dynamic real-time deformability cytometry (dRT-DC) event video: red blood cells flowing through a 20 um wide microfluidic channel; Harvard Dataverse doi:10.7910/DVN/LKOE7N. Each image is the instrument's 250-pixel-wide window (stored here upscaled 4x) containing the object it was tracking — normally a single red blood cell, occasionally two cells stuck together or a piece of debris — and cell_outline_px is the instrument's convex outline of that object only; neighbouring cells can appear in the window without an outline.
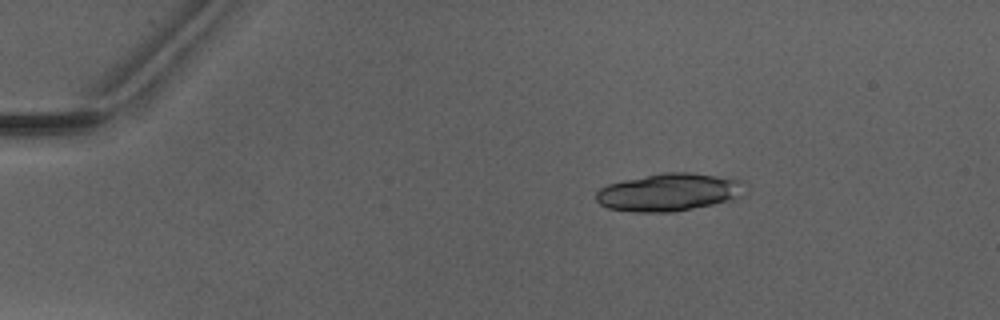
{"species": "Egyptian fruit bat (a non-hibernating species)", "species_latin": "Rousettus aegyptiacus", "temperature_condition": "warm", "stored_images_in_passage": 4, "camera_frame_rate_fps": 3000, "um_per_image_px": 0.085, "animal": {"sex": "male"}, "frame": {"image": 1, "passage_image": 2, "time_ms": 1.333, "image_size_px": [1000, 320], "cell_outline_px": [[748, 184], [740, 196], [736, 200], [676, 212], [632, 212], [608, 208], [600, 204], [596, 200], [596, 192], [600, 188], [608, 184], [624, 180], [664, 172], [692, 172], [744, 180]], "centroid_in_image_um": [56.93, 16.34], "position_along_channel_um": 28.1, "area_um2": 33.23}}